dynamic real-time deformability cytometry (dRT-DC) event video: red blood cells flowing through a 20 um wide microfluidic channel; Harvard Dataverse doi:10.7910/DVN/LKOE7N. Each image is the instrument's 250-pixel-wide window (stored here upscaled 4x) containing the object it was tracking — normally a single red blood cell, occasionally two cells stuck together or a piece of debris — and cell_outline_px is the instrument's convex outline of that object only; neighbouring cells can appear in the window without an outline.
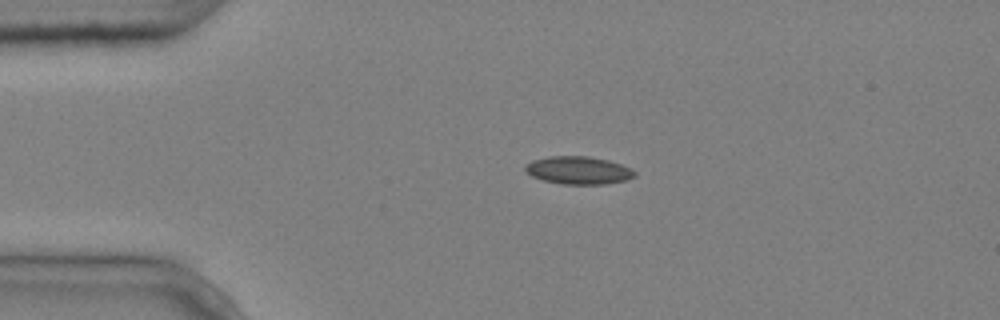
{"species": "common noctule bat (a hibernating species)", "species_latin": "Nyctalus noctula", "temperature_condition": "cold", "stored_images_in_passage": 2, "camera_frame_rate_fps": 3000, "um_per_image_px": 0.085, "animal": {"sex": "male", "body_mass_g": 20.4}, "frame": {"image": 1, "passage_image": 1, "time_ms": 0.0, "image_size_px": [1000, 320], "cell_outline_px": [[636, 176], [628, 180], [604, 184], [560, 184], [544, 180], [532, 176], [524, 172], [524, 164], [532, 160], [548, 156], [588, 156], [608, 160], [632, 168], [636, 172]], "centroid_in_image_um": [49.15, 14.47], "position_along_channel_um": 35.8, "area_um2": 17.98}}